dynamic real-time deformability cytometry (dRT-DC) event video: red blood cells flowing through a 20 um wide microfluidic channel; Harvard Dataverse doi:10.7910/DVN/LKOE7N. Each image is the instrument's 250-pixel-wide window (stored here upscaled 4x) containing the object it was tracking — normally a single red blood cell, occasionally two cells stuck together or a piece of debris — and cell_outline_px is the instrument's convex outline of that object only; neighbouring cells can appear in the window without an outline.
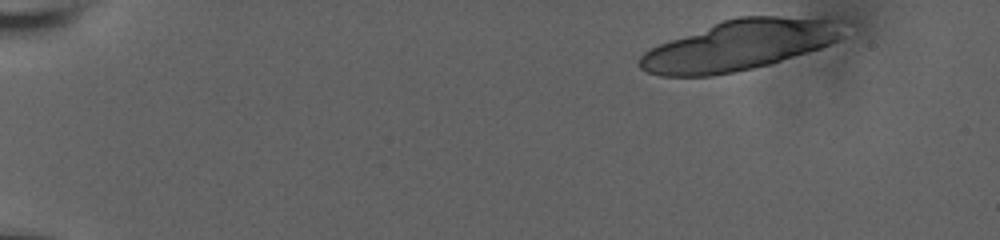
{"species": "human", "species_latin": "Homo sapiens", "temperature_condition": "room temperature", "stored_images_in_passage": 19, "camera_frame_rate_fps": 3000, "um_per_image_px": 0.085, "donor": {"sex": "male"}, "frame": {"image": 1, "passage_image": 1, "time_ms": 0.0, "image_size_px": [1000, 240], "cell_outline_px": [[840, 40], [832, 44], [820, 48], [768, 64], [736, 72], [712, 76], [660, 76], [648, 72], [640, 68], [640, 56], [644, 52], [660, 44], [724, 20], [740, 16], [780, 16], [840, 20]], "centroid_in_image_um": [62.85, 3.86], "position_along_channel_um": 22.2, "area_um2": 58.61}}